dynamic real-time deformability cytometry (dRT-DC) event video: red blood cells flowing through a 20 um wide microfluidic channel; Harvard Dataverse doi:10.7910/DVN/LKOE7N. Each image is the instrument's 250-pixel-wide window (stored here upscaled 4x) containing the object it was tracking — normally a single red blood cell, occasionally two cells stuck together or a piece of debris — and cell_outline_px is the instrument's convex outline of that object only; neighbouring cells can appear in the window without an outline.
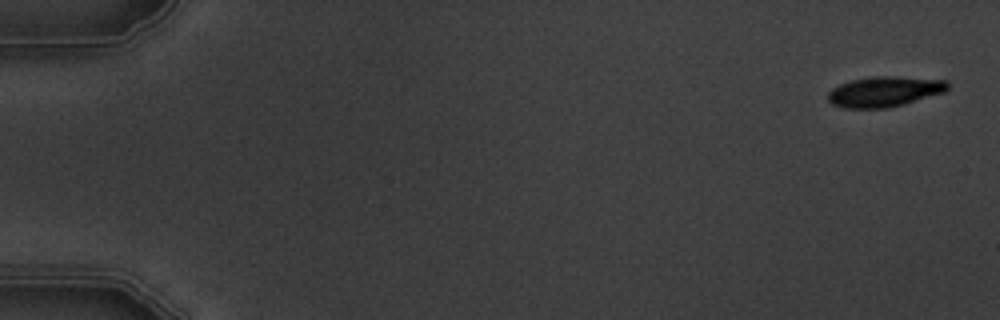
{"species": "common noctule bat (a hibernating species)", "species_latin": "Nyctalus noctula", "temperature_condition": "warm", "stored_images_in_passage": 7, "camera_frame_rate_fps": 3000, "um_per_image_px": 0.085, "animal": {"sex": "male", "body_mass_g": 19.5, "forearm_length_mm": 54.6}, "frame": {"image": 1, "passage_image": 1, "time_ms": 0.0, "image_size_px": [1000, 320], "cell_outline_px": [[948, 88], [944, 92], [904, 104], [888, 108], [844, 108], [832, 104], [828, 100], [828, 92], [832, 88], [840, 84], [852, 80], [876, 76], [896, 76], [948, 80]], "centroid_in_image_um": [75.18, 7.78], "position_along_channel_um": 9.8, "area_um2": 21.15}}